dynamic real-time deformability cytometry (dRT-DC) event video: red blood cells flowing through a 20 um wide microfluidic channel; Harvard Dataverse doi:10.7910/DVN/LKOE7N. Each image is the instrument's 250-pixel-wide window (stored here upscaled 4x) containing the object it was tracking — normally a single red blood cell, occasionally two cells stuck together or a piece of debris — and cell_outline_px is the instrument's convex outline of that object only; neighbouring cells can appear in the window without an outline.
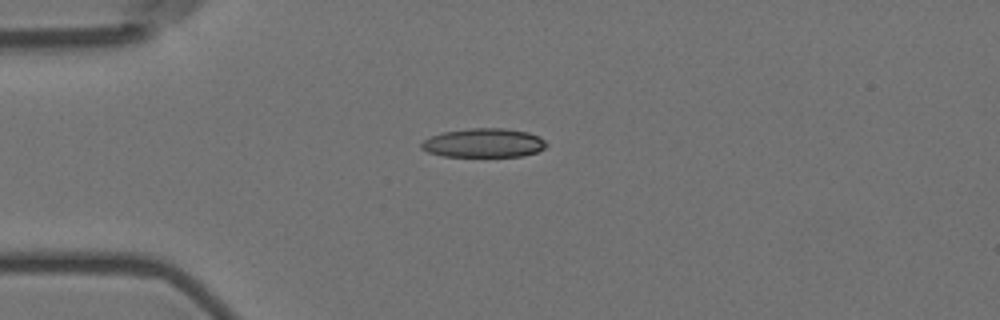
{"species": "Egyptian fruit bat (a non-hibernating species)", "species_latin": "Rousettus aegyptiacus", "temperature_condition": "room temperature", "stored_images_in_passage": 6, "camera_frame_rate_fps": 3000, "um_per_image_px": 0.085, "animal": {"sex": "female"}, "frame": {"image": 1, "passage_image": 4, "time_ms": 1.0, "image_size_px": [1000, 320], "cell_outline_px": [[548, 144], [544, 148], [536, 152], [524, 156], [444, 156], [428, 152], [420, 148], [420, 144], [424, 140], [440, 132], [468, 128], [504, 128], [528, 132], [540, 136]], "centroid_in_image_um": [41.12, 12.14], "position_along_channel_um": 43.9, "area_um2": 21.21}}
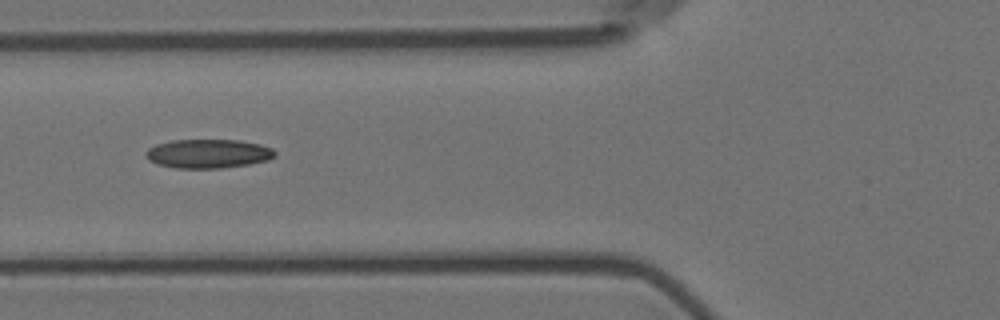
{"frame": {"image": 2, "passage_image": 6, "time_ms": 1.667, "image_size_px": [1000, 320], "cell_outline_px": [[276, 156], [268, 160], [248, 164], [220, 168], [176, 168], [156, 164], [148, 160], [144, 156], [144, 152], [148, 148], [156, 144], [172, 140], [240, 140], [260, 144], [272, 148], [276, 152]], "centroid_in_image_um": [17.66, 13.06], "position_along_channel_um": 108.1, "area_um2": 21.96}}